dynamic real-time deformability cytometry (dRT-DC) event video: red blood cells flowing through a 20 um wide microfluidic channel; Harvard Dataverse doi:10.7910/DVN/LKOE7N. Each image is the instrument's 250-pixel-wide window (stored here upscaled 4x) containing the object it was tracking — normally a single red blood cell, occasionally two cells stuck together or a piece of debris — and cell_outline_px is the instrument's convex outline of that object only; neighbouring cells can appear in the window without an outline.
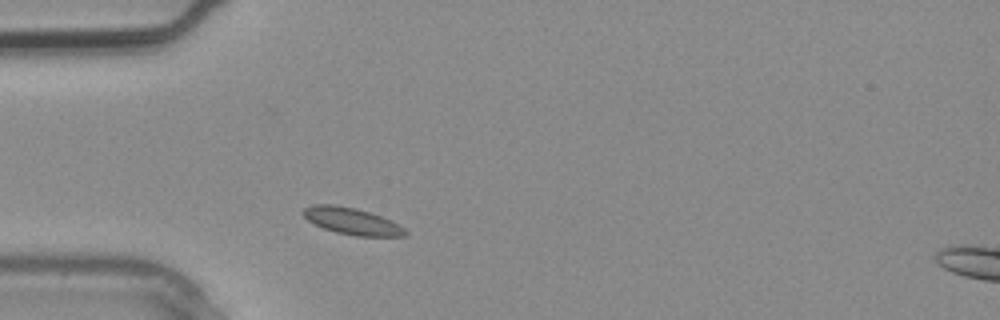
{"species": "common noctule bat (a hibernating species)", "species_latin": "Nyctalus noctula", "temperature_condition": "warm", "stored_images_in_passage": 2, "camera_frame_rate_fps": 3000, "um_per_image_px": 0.085, "animal": {"sex": "male", "body_mass_g": 20.4}, "frame": {"image": 1, "passage_image": 1, "time_ms": 0.0, "image_size_px": [1000, 320], "cell_outline_px": [[408, 236], [356, 236], [336, 232], [324, 228], [308, 220], [300, 212], [304, 208], [312, 204], [332, 204], [352, 208], [368, 212], [380, 216], [404, 228], [408, 232]], "centroid_in_image_um": [29.88, 18.8], "position_along_channel_um": 55.1, "area_um2": 15.61}}